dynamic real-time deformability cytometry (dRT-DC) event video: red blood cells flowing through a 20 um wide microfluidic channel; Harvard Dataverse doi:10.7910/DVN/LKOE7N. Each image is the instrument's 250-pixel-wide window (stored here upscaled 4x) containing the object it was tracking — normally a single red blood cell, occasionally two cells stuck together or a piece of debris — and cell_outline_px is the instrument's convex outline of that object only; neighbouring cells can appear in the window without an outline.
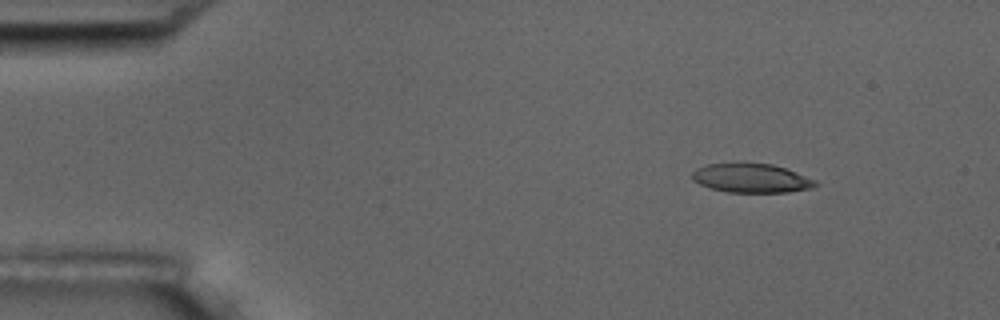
{"species": "common noctule bat (a hibernating species)", "species_latin": "Nyctalus noctula", "temperature_condition": "room temperature", "stored_images_in_passage": 10, "camera_frame_rate_fps": 3000, "um_per_image_px": 0.085, "animal": {"sex": "male", "body_mass_g": 17.5, "forearm_length_mm": 52.3}, "frame": {"image": 1, "passage_image": 2, "time_ms": 1.667, "image_size_px": [1000, 320], "cell_outline_px": [[820, 184], [812, 188], [788, 192], [728, 192], [712, 188], [700, 184], [692, 180], [692, 172], [696, 168], [708, 164], [772, 164], [796, 172], [816, 180]], "centroid_in_image_um": [63.89, 15.16], "position_along_channel_um": 21.1, "area_um2": 20.58}}
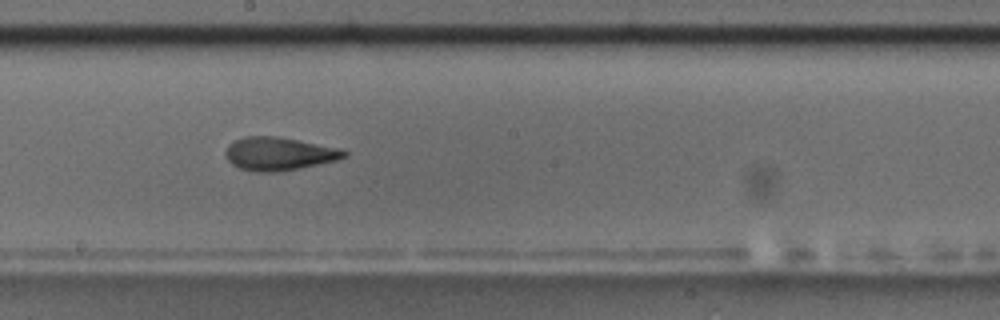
{"frame": {"image": 2, "passage_image": 9, "time_ms": 9.667, "image_size_px": [1000, 320], "cell_outline_px": [[348, 152], [344, 156], [336, 160], [300, 168], [276, 172], [256, 172], [240, 168], [232, 164], [224, 156], [224, 152], [228, 144], [244, 136], [276, 136], [344, 148]], "centroid_in_image_um": [23.7, 13.06], "position_along_channel_um": 224.5, "area_um2": 23.06}}
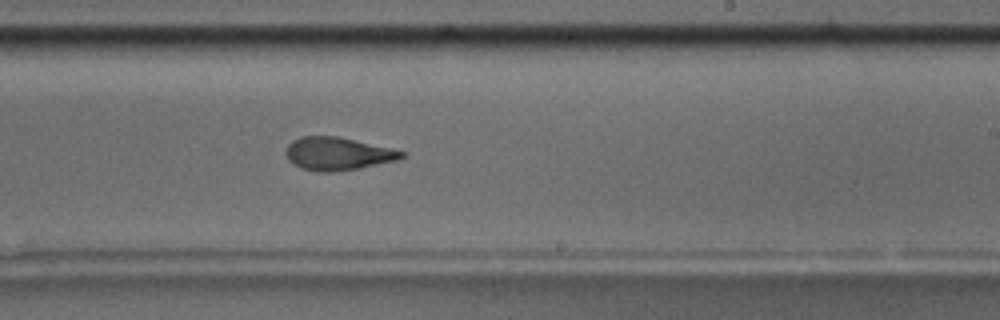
{"frame": {"image": 3, "passage_image": 10, "time_ms": 10.667, "image_size_px": [1000, 320], "cell_outline_px": [[404, 156], [396, 160], [356, 168], [332, 172], [320, 172], [300, 168], [288, 160], [284, 152], [288, 144], [292, 140], [300, 136], [336, 136], [392, 148], [404, 152]], "centroid_in_image_um": [28.63, 13.05], "position_along_channel_um": 260.4, "area_um2": 22.02}}